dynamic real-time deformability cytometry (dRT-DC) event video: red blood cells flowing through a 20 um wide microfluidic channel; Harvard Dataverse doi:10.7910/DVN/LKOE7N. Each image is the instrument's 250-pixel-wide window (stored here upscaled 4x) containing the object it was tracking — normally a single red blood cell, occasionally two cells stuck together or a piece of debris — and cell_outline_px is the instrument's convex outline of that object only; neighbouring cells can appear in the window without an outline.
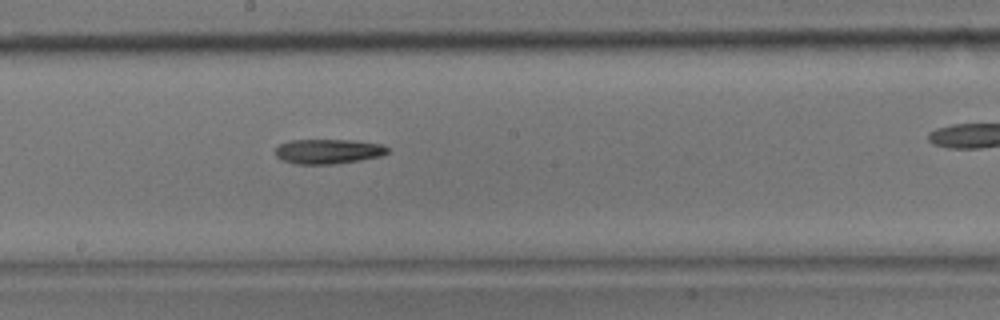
{"species": "common noctule bat (a hibernating species)", "species_latin": "Nyctalus noctula", "temperature_condition": "room temperature", "stored_images_in_passage": 24, "camera_frame_rate_fps": 3000, "um_per_image_px": 0.085, "animal": {"sex": "male", "body_mass_g": 17.9}, "frame": {"image": 1, "passage_image": 15, "time_ms": 4.667, "image_size_px": [1000, 320], "cell_outline_px": [[388, 152], [380, 156], [360, 160], [332, 164], [296, 164], [280, 160], [276, 156], [276, 148], [280, 144], [288, 140], [352, 140], [380, 144], [388, 148]], "centroid_in_image_um": [27.85, 12.87], "position_along_channel_um": 220.4, "area_um2": 16.13}}
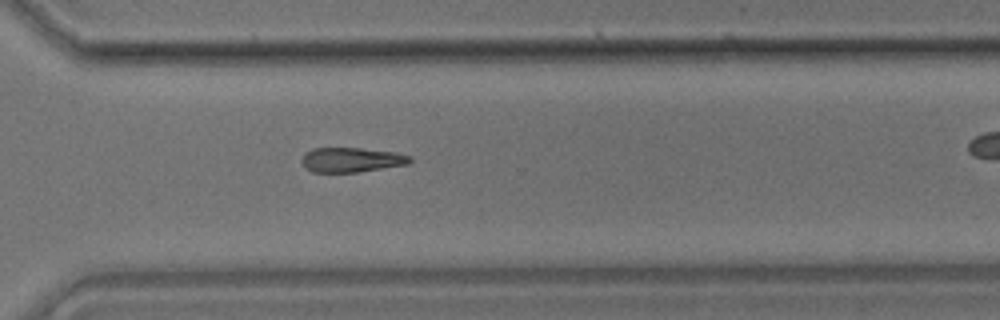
{"frame": {"image": 2, "passage_image": 21, "time_ms": 6.667, "image_size_px": [1000, 320], "cell_outline_px": [[412, 160], [408, 164], [356, 172], [312, 172], [304, 168], [300, 160], [304, 152], [312, 148], [360, 148], [396, 152], [412, 156]], "centroid_in_image_um": [29.83, 13.58], "position_along_channel_um": 340.8, "area_um2": 15.72}}